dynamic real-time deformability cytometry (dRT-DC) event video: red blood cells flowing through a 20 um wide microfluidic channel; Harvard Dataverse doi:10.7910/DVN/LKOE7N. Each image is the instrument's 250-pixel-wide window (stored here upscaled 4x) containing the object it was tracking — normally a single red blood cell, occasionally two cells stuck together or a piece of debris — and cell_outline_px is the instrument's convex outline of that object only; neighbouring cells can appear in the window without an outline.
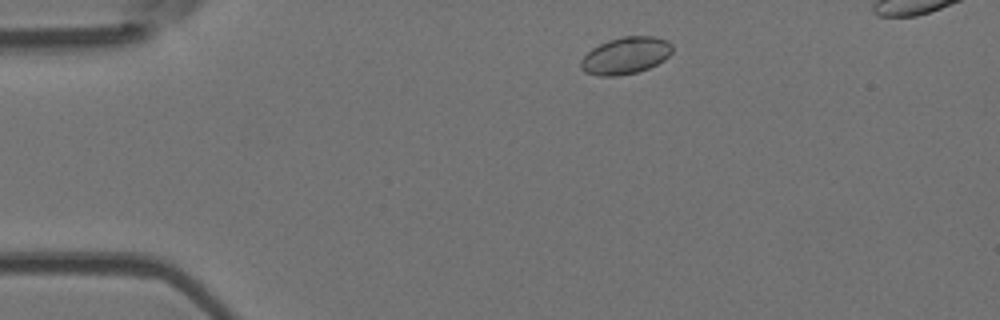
{"species": "Egyptian fruit bat (a non-hibernating species)", "species_latin": "Rousettus aegyptiacus", "temperature_condition": "room temperature", "stored_images_in_passage": 43, "camera_frame_rate_fps": 3000, "um_per_image_px": 0.085, "animal": {"sex": "female"}, "frame": {"image": 1, "passage_image": 4, "time_ms": 1.0, "image_size_px": [1000, 320], "cell_outline_px": [[672, 52], [664, 60], [648, 68], [636, 72], [620, 76], [600, 76], [584, 72], [580, 68], [580, 60], [592, 48], [608, 40], [624, 36], [656, 36], [668, 40], [672, 44]], "centroid_in_image_um": [53.18, 4.72], "position_along_channel_um": 31.8, "area_um2": 19.83}}
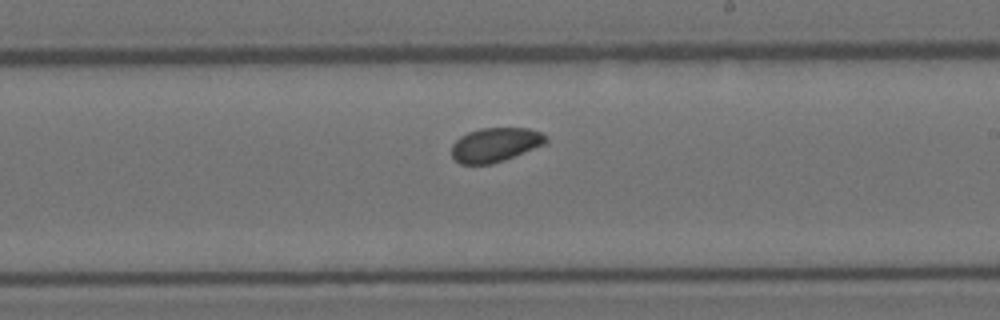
{"frame": {"image": 2, "passage_image": 24, "time_ms": 7.667, "image_size_px": [1000, 320], "cell_outline_px": [[548, 140], [544, 144], [504, 160], [492, 164], [460, 164], [452, 156], [452, 144], [460, 136], [468, 132], [480, 128], [528, 128], [540, 132], [548, 136]], "centroid_in_image_um": [42.09, 12.3], "position_along_channel_um": 246.9, "area_um2": 18.73}}
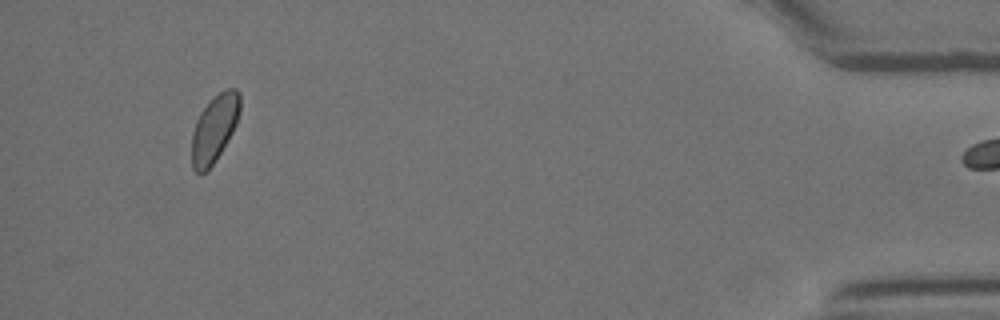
{"frame": {"image": 3, "passage_image": 42, "time_ms": 13.667, "image_size_px": [1000, 320], "cell_outline_px": [[240, 112], [236, 124], [232, 132], [216, 160], [200, 176], [192, 168], [192, 132], [196, 120], [200, 112], [220, 92], [228, 88], [236, 88], [240, 92]], "centroid_in_image_um": [18.22, 10.93], "position_along_channel_um": 417.0, "area_um2": 18.73}}